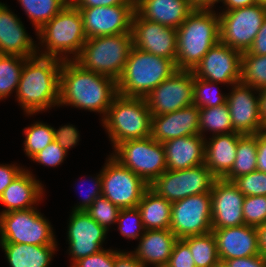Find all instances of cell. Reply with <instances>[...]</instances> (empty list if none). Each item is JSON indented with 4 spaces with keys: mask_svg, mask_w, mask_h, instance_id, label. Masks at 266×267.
I'll return each instance as SVG.
<instances>
[{
    "mask_svg": "<svg viewBox=\"0 0 266 267\" xmlns=\"http://www.w3.org/2000/svg\"><path fill=\"white\" fill-rule=\"evenodd\" d=\"M133 46L159 57L176 60L177 29L141 18L136 12L132 18Z\"/></svg>",
    "mask_w": 266,
    "mask_h": 267,
    "instance_id": "cell-18",
    "label": "cell"
},
{
    "mask_svg": "<svg viewBox=\"0 0 266 267\" xmlns=\"http://www.w3.org/2000/svg\"><path fill=\"white\" fill-rule=\"evenodd\" d=\"M260 102H259V111H260V120L262 122L263 128H266V88L259 91Z\"/></svg>",
    "mask_w": 266,
    "mask_h": 267,
    "instance_id": "cell-56",
    "label": "cell"
},
{
    "mask_svg": "<svg viewBox=\"0 0 266 267\" xmlns=\"http://www.w3.org/2000/svg\"><path fill=\"white\" fill-rule=\"evenodd\" d=\"M23 130L24 151L28 158H32L54 140V127L43 122H35Z\"/></svg>",
    "mask_w": 266,
    "mask_h": 267,
    "instance_id": "cell-37",
    "label": "cell"
},
{
    "mask_svg": "<svg viewBox=\"0 0 266 267\" xmlns=\"http://www.w3.org/2000/svg\"><path fill=\"white\" fill-rule=\"evenodd\" d=\"M79 131L74 125H64L59 129L54 128V140L68 153L79 141Z\"/></svg>",
    "mask_w": 266,
    "mask_h": 267,
    "instance_id": "cell-46",
    "label": "cell"
},
{
    "mask_svg": "<svg viewBox=\"0 0 266 267\" xmlns=\"http://www.w3.org/2000/svg\"><path fill=\"white\" fill-rule=\"evenodd\" d=\"M35 35L39 38V44L45 46L41 53L38 49V55L53 57L62 61L75 60L87 40L82 15L71 2L39 29Z\"/></svg>",
    "mask_w": 266,
    "mask_h": 267,
    "instance_id": "cell-4",
    "label": "cell"
},
{
    "mask_svg": "<svg viewBox=\"0 0 266 267\" xmlns=\"http://www.w3.org/2000/svg\"><path fill=\"white\" fill-rule=\"evenodd\" d=\"M67 152L53 140L44 149L36 153L31 160L47 167H56L63 163Z\"/></svg>",
    "mask_w": 266,
    "mask_h": 267,
    "instance_id": "cell-43",
    "label": "cell"
},
{
    "mask_svg": "<svg viewBox=\"0 0 266 267\" xmlns=\"http://www.w3.org/2000/svg\"><path fill=\"white\" fill-rule=\"evenodd\" d=\"M24 169L15 164H0V196Z\"/></svg>",
    "mask_w": 266,
    "mask_h": 267,
    "instance_id": "cell-49",
    "label": "cell"
},
{
    "mask_svg": "<svg viewBox=\"0 0 266 267\" xmlns=\"http://www.w3.org/2000/svg\"><path fill=\"white\" fill-rule=\"evenodd\" d=\"M77 8H89L96 6L135 5L134 0H70Z\"/></svg>",
    "mask_w": 266,
    "mask_h": 267,
    "instance_id": "cell-50",
    "label": "cell"
},
{
    "mask_svg": "<svg viewBox=\"0 0 266 267\" xmlns=\"http://www.w3.org/2000/svg\"><path fill=\"white\" fill-rule=\"evenodd\" d=\"M241 58L240 51L219 41L209 49L192 72L200 79L232 86L240 82Z\"/></svg>",
    "mask_w": 266,
    "mask_h": 267,
    "instance_id": "cell-15",
    "label": "cell"
},
{
    "mask_svg": "<svg viewBox=\"0 0 266 267\" xmlns=\"http://www.w3.org/2000/svg\"><path fill=\"white\" fill-rule=\"evenodd\" d=\"M193 256L196 267H221L215 236L212 232L182 239Z\"/></svg>",
    "mask_w": 266,
    "mask_h": 267,
    "instance_id": "cell-32",
    "label": "cell"
},
{
    "mask_svg": "<svg viewBox=\"0 0 266 267\" xmlns=\"http://www.w3.org/2000/svg\"><path fill=\"white\" fill-rule=\"evenodd\" d=\"M10 267H49L57 245L0 244Z\"/></svg>",
    "mask_w": 266,
    "mask_h": 267,
    "instance_id": "cell-29",
    "label": "cell"
},
{
    "mask_svg": "<svg viewBox=\"0 0 266 267\" xmlns=\"http://www.w3.org/2000/svg\"><path fill=\"white\" fill-rule=\"evenodd\" d=\"M35 27V32L57 15L70 0H18Z\"/></svg>",
    "mask_w": 266,
    "mask_h": 267,
    "instance_id": "cell-34",
    "label": "cell"
},
{
    "mask_svg": "<svg viewBox=\"0 0 266 267\" xmlns=\"http://www.w3.org/2000/svg\"><path fill=\"white\" fill-rule=\"evenodd\" d=\"M57 245L51 223L34 208L0 214V244Z\"/></svg>",
    "mask_w": 266,
    "mask_h": 267,
    "instance_id": "cell-8",
    "label": "cell"
},
{
    "mask_svg": "<svg viewBox=\"0 0 266 267\" xmlns=\"http://www.w3.org/2000/svg\"><path fill=\"white\" fill-rule=\"evenodd\" d=\"M154 267H171L169 263L161 264V265H155Z\"/></svg>",
    "mask_w": 266,
    "mask_h": 267,
    "instance_id": "cell-59",
    "label": "cell"
},
{
    "mask_svg": "<svg viewBox=\"0 0 266 267\" xmlns=\"http://www.w3.org/2000/svg\"><path fill=\"white\" fill-rule=\"evenodd\" d=\"M211 194L212 230L244 224L243 202L245 196L231 181L216 179Z\"/></svg>",
    "mask_w": 266,
    "mask_h": 267,
    "instance_id": "cell-20",
    "label": "cell"
},
{
    "mask_svg": "<svg viewBox=\"0 0 266 267\" xmlns=\"http://www.w3.org/2000/svg\"><path fill=\"white\" fill-rule=\"evenodd\" d=\"M70 267H114V250L102 249L96 254L77 260Z\"/></svg>",
    "mask_w": 266,
    "mask_h": 267,
    "instance_id": "cell-44",
    "label": "cell"
},
{
    "mask_svg": "<svg viewBox=\"0 0 266 267\" xmlns=\"http://www.w3.org/2000/svg\"><path fill=\"white\" fill-rule=\"evenodd\" d=\"M62 60L35 55L23 65L16 98L25 114L32 115L59 106Z\"/></svg>",
    "mask_w": 266,
    "mask_h": 267,
    "instance_id": "cell-2",
    "label": "cell"
},
{
    "mask_svg": "<svg viewBox=\"0 0 266 267\" xmlns=\"http://www.w3.org/2000/svg\"><path fill=\"white\" fill-rule=\"evenodd\" d=\"M177 239L170 229L145 230L138 247L132 253L146 267L150 264H166Z\"/></svg>",
    "mask_w": 266,
    "mask_h": 267,
    "instance_id": "cell-28",
    "label": "cell"
},
{
    "mask_svg": "<svg viewBox=\"0 0 266 267\" xmlns=\"http://www.w3.org/2000/svg\"><path fill=\"white\" fill-rule=\"evenodd\" d=\"M132 47V33L88 38L74 61L85 70L118 81Z\"/></svg>",
    "mask_w": 266,
    "mask_h": 267,
    "instance_id": "cell-7",
    "label": "cell"
},
{
    "mask_svg": "<svg viewBox=\"0 0 266 267\" xmlns=\"http://www.w3.org/2000/svg\"><path fill=\"white\" fill-rule=\"evenodd\" d=\"M43 189V185L32 172L24 169L0 196V203L6 207L0 214L34 208L43 199Z\"/></svg>",
    "mask_w": 266,
    "mask_h": 267,
    "instance_id": "cell-26",
    "label": "cell"
},
{
    "mask_svg": "<svg viewBox=\"0 0 266 267\" xmlns=\"http://www.w3.org/2000/svg\"><path fill=\"white\" fill-rule=\"evenodd\" d=\"M145 230L170 229L172 203L156 195L149 188L138 203Z\"/></svg>",
    "mask_w": 266,
    "mask_h": 267,
    "instance_id": "cell-30",
    "label": "cell"
},
{
    "mask_svg": "<svg viewBox=\"0 0 266 267\" xmlns=\"http://www.w3.org/2000/svg\"><path fill=\"white\" fill-rule=\"evenodd\" d=\"M112 147L151 136L152 114L145 98L117 94L101 120Z\"/></svg>",
    "mask_w": 266,
    "mask_h": 267,
    "instance_id": "cell-6",
    "label": "cell"
},
{
    "mask_svg": "<svg viewBox=\"0 0 266 267\" xmlns=\"http://www.w3.org/2000/svg\"><path fill=\"white\" fill-rule=\"evenodd\" d=\"M265 16L266 7L260 4L219 12L220 41L241 53L248 51Z\"/></svg>",
    "mask_w": 266,
    "mask_h": 267,
    "instance_id": "cell-12",
    "label": "cell"
},
{
    "mask_svg": "<svg viewBox=\"0 0 266 267\" xmlns=\"http://www.w3.org/2000/svg\"><path fill=\"white\" fill-rule=\"evenodd\" d=\"M118 229L122 236L128 239H140L145 232L139 209H121L118 215Z\"/></svg>",
    "mask_w": 266,
    "mask_h": 267,
    "instance_id": "cell-40",
    "label": "cell"
},
{
    "mask_svg": "<svg viewBox=\"0 0 266 267\" xmlns=\"http://www.w3.org/2000/svg\"><path fill=\"white\" fill-rule=\"evenodd\" d=\"M216 179L204 163L183 170H166L149 184V189L173 203L188 196L210 193Z\"/></svg>",
    "mask_w": 266,
    "mask_h": 267,
    "instance_id": "cell-10",
    "label": "cell"
},
{
    "mask_svg": "<svg viewBox=\"0 0 266 267\" xmlns=\"http://www.w3.org/2000/svg\"><path fill=\"white\" fill-rule=\"evenodd\" d=\"M194 74L176 70L146 97L152 115H163L193 104Z\"/></svg>",
    "mask_w": 266,
    "mask_h": 267,
    "instance_id": "cell-14",
    "label": "cell"
},
{
    "mask_svg": "<svg viewBox=\"0 0 266 267\" xmlns=\"http://www.w3.org/2000/svg\"><path fill=\"white\" fill-rule=\"evenodd\" d=\"M120 208L111 203L106 197L96 198L86 212L100 226L109 231L111 224L117 223Z\"/></svg>",
    "mask_w": 266,
    "mask_h": 267,
    "instance_id": "cell-39",
    "label": "cell"
},
{
    "mask_svg": "<svg viewBox=\"0 0 266 267\" xmlns=\"http://www.w3.org/2000/svg\"><path fill=\"white\" fill-rule=\"evenodd\" d=\"M255 94L258 95L255 96ZM259 94L260 92L250 85L241 82L232 85V90L227 95L226 104L229 108L233 129L236 132L257 134L264 131L260 120Z\"/></svg>",
    "mask_w": 266,
    "mask_h": 267,
    "instance_id": "cell-19",
    "label": "cell"
},
{
    "mask_svg": "<svg viewBox=\"0 0 266 267\" xmlns=\"http://www.w3.org/2000/svg\"><path fill=\"white\" fill-rule=\"evenodd\" d=\"M198 134H200L199 107L195 104L171 113L152 115L151 137L160 143Z\"/></svg>",
    "mask_w": 266,
    "mask_h": 267,
    "instance_id": "cell-21",
    "label": "cell"
},
{
    "mask_svg": "<svg viewBox=\"0 0 266 267\" xmlns=\"http://www.w3.org/2000/svg\"><path fill=\"white\" fill-rule=\"evenodd\" d=\"M221 2L225 6V8H223L222 12L232 11L234 9L248 7V6L258 4L257 0H221Z\"/></svg>",
    "mask_w": 266,
    "mask_h": 267,
    "instance_id": "cell-54",
    "label": "cell"
},
{
    "mask_svg": "<svg viewBox=\"0 0 266 267\" xmlns=\"http://www.w3.org/2000/svg\"><path fill=\"white\" fill-rule=\"evenodd\" d=\"M218 2L221 0H190L194 9H213L214 4Z\"/></svg>",
    "mask_w": 266,
    "mask_h": 267,
    "instance_id": "cell-57",
    "label": "cell"
},
{
    "mask_svg": "<svg viewBox=\"0 0 266 267\" xmlns=\"http://www.w3.org/2000/svg\"><path fill=\"white\" fill-rule=\"evenodd\" d=\"M240 82L258 91L266 88V55L242 52Z\"/></svg>",
    "mask_w": 266,
    "mask_h": 267,
    "instance_id": "cell-35",
    "label": "cell"
},
{
    "mask_svg": "<svg viewBox=\"0 0 266 267\" xmlns=\"http://www.w3.org/2000/svg\"><path fill=\"white\" fill-rule=\"evenodd\" d=\"M233 183L244 196H266V173L253 171L236 178Z\"/></svg>",
    "mask_w": 266,
    "mask_h": 267,
    "instance_id": "cell-42",
    "label": "cell"
},
{
    "mask_svg": "<svg viewBox=\"0 0 266 267\" xmlns=\"http://www.w3.org/2000/svg\"><path fill=\"white\" fill-rule=\"evenodd\" d=\"M244 224L258 227L266 223V196H245Z\"/></svg>",
    "mask_w": 266,
    "mask_h": 267,
    "instance_id": "cell-41",
    "label": "cell"
},
{
    "mask_svg": "<svg viewBox=\"0 0 266 267\" xmlns=\"http://www.w3.org/2000/svg\"><path fill=\"white\" fill-rule=\"evenodd\" d=\"M219 41V14L212 9H194L177 28V70L192 71Z\"/></svg>",
    "mask_w": 266,
    "mask_h": 267,
    "instance_id": "cell-3",
    "label": "cell"
},
{
    "mask_svg": "<svg viewBox=\"0 0 266 267\" xmlns=\"http://www.w3.org/2000/svg\"><path fill=\"white\" fill-rule=\"evenodd\" d=\"M194 10L190 0H136L135 12L151 22L177 29Z\"/></svg>",
    "mask_w": 266,
    "mask_h": 267,
    "instance_id": "cell-24",
    "label": "cell"
},
{
    "mask_svg": "<svg viewBox=\"0 0 266 267\" xmlns=\"http://www.w3.org/2000/svg\"><path fill=\"white\" fill-rule=\"evenodd\" d=\"M257 3L266 7V0H257Z\"/></svg>",
    "mask_w": 266,
    "mask_h": 267,
    "instance_id": "cell-58",
    "label": "cell"
},
{
    "mask_svg": "<svg viewBox=\"0 0 266 267\" xmlns=\"http://www.w3.org/2000/svg\"><path fill=\"white\" fill-rule=\"evenodd\" d=\"M240 135L232 132L205 139V165L217 179H223L233 167Z\"/></svg>",
    "mask_w": 266,
    "mask_h": 267,
    "instance_id": "cell-27",
    "label": "cell"
},
{
    "mask_svg": "<svg viewBox=\"0 0 266 267\" xmlns=\"http://www.w3.org/2000/svg\"><path fill=\"white\" fill-rule=\"evenodd\" d=\"M212 132V136L236 132L233 129L228 105L199 108V131L203 135L206 131Z\"/></svg>",
    "mask_w": 266,
    "mask_h": 267,
    "instance_id": "cell-33",
    "label": "cell"
},
{
    "mask_svg": "<svg viewBox=\"0 0 266 267\" xmlns=\"http://www.w3.org/2000/svg\"><path fill=\"white\" fill-rule=\"evenodd\" d=\"M217 252L221 264L227 259L259 255L256 227L241 225L214 229Z\"/></svg>",
    "mask_w": 266,
    "mask_h": 267,
    "instance_id": "cell-23",
    "label": "cell"
},
{
    "mask_svg": "<svg viewBox=\"0 0 266 267\" xmlns=\"http://www.w3.org/2000/svg\"><path fill=\"white\" fill-rule=\"evenodd\" d=\"M113 149L111 156L148 185L167 170L164 147L151 136L123 141Z\"/></svg>",
    "mask_w": 266,
    "mask_h": 267,
    "instance_id": "cell-9",
    "label": "cell"
},
{
    "mask_svg": "<svg viewBox=\"0 0 266 267\" xmlns=\"http://www.w3.org/2000/svg\"><path fill=\"white\" fill-rule=\"evenodd\" d=\"M256 170L257 134H241L238 138L235 162L223 179L233 182L236 178Z\"/></svg>",
    "mask_w": 266,
    "mask_h": 267,
    "instance_id": "cell-31",
    "label": "cell"
},
{
    "mask_svg": "<svg viewBox=\"0 0 266 267\" xmlns=\"http://www.w3.org/2000/svg\"><path fill=\"white\" fill-rule=\"evenodd\" d=\"M177 70L172 59L132 47L124 71L117 81L118 94L145 98Z\"/></svg>",
    "mask_w": 266,
    "mask_h": 267,
    "instance_id": "cell-5",
    "label": "cell"
},
{
    "mask_svg": "<svg viewBox=\"0 0 266 267\" xmlns=\"http://www.w3.org/2000/svg\"><path fill=\"white\" fill-rule=\"evenodd\" d=\"M108 231L100 226L86 211H72L67 230L68 253L72 264L77 260L96 254L102 249Z\"/></svg>",
    "mask_w": 266,
    "mask_h": 267,
    "instance_id": "cell-17",
    "label": "cell"
},
{
    "mask_svg": "<svg viewBox=\"0 0 266 267\" xmlns=\"http://www.w3.org/2000/svg\"><path fill=\"white\" fill-rule=\"evenodd\" d=\"M92 179L90 180V182H93L91 183L93 185L91 188L92 190H86L87 193H84V198L81 200L82 202H79L78 205L76 204L72 211H86L96 198L102 196L101 171L97 176H95V178Z\"/></svg>",
    "mask_w": 266,
    "mask_h": 267,
    "instance_id": "cell-47",
    "label": "cell"
},
{
    "mask_svg": "<svg viewBox=\"0 0 266 267\" xmlns=\"http://www.w3.org/2000/svg\"><path fill=\"white\" fill-rule=\"evenodd\" d=\"M258 236L259 253L266 257V223L256 227Z\"/></svg>",
    "mask_w": 266,
    "mask_h": 267,
    "instance_id": "cell-55",
    "label": "cell"
},
{
    "mask_svg": "<svg viewBox=\"0 0 266 267\" xmlns=\"http://www.w3.org/2000/svg\"><path fill=\"white\" fill-rule=\"evenodd\" d=\"M87 39L131 33L135 5L96 6L78 8Z\"/></svg>",
    "mask_w": 266,
    "mask_h": 267,
    "instance_id": "cell-16",
    "label": "cell"
},
{
    "mask_svg": "<svg viewBox=\"0 0 266 267\" xmlns=\"http://www.w3.org/2000/svg\"><path fill=\"white\" fill-rule=\"evenodd\" d=\"M114 267H146L132 252L114 250Z\"/></svg>",
    "mask_w": 266,
    "mask_h": 267,
    "instance_id": "cell-51",
    "label": "cell"
},
{
    "mask_svg": "<svg viewBox=\"0 0 266 267\" xmlns=\"http://www.w3.org/2000/svg\"><path fill=\"white\" fill-rule=\"evenodd\" d=\"M219 83L200 79L194 76L193 104L199 108H208L220 106L226 103L227 95L222 94L220 90L212 89Z\"/></svg>",
    "mask_w": 266,
    "mask_h": 267,
    "instance_id": "cell-38",
    "label": "cell"
},
{
    "mask_svg": "<svg viewBox=\"0 0 266 267\" xmlns=\"http://www.w3.org/2000/svg\"><path fill=\"white\" fill-rule=\"evenodd\" d=\"M26 59L17 55H0V100L17 90Z\"/></svg>",
    "mask_w": 266,
    "mask_h": 267,
    "instance_id": "cell-36",
    "label": "cell"
},
{
    "mask_svg": "<svg viewBox=\"0 0 266 267\" xmlns=\"http://www.w3.org/2000/svg\"><path fill=\"white\" fill-rule=\"evenodd\" d=\"M102 196L120 209L136 208L149 185L109 155L101 169Z\"/></svg>",
    "mask_w": 266,
    "mask_h": 267,
    "instance_id": "cell-11",
    "label": "cell"
},
{
    "mask_svg": "<svg viewBox=\"0 0 266 267\" xmlns=\"http://www.w3.org/2000/svg\"><path fill=\"white\" fill-rule=\"evenodd\" d=\"M168 263L171 267H196L189 246L182 239L175 242Z\"/></svg>",
    "mask_w": 266,
    "mask_h": 267,
    "instance_id": "cell-45",
    "label": "cell"
},
{
    "mask_svg": "<svg viewBox=\"0 0 266 267\" xmlns=\"http://www.w3.org/2000/svg\"><path fill=\"white\" fill-rule=\"evenodd\" d=\"M221 267H266V257L259 254L227 259L221 264Z\"/></svg>",
    "mask_w": 266,
    "mask_h": 267,
    "instance_id": "cell-48",
    "label": "cell"
},
{
    "mask_svg": "<svg viewBox=\"0 0 266 267\" xmlns=\"http://www.w3.org/2000/svg\"><path fill=\"white\" fill-rule=\"evenodd\" d=\"M248 52L255 55H266V16Z\"/></svg>",
    "mask_w": 266,
    "mask_h": 267,
    "instance_id": "cell-52",
    "label": "cell"
},
{
    "mask_svg": "<svg viewBox=\"0 0 266 267\" xmlns=\"http://www.w3.org/2000/svg\"><path fill=\"white\" fill-rule=\"evenodd\" d=\"M162 145L167 170H183L205 163V138L200 134L170 139Z\"/></svg>",
    "mask_w": 266,
    "mask_h": 267,
    "instance_id": "cell-25",
    "label": "cell"
},
{
    "mask_svg": "<svg viewBox=\"0 0 266 267\" xmlns=\"http://www.w3.org/2000/svg\"><path fill=\"white\" fill-rule=\"evenodd\" d=\"M36 45L20 18L0 2V55L32 57L38 54Z\"/></svg>",
    "mask_w": 266,
    "mask_h": 267,
    "instance_id": "cell-22",
    "label": "cell"
},
{
    "mask_svg": "<svg viewBox=\"0 0 266 267\" xmlns=\"http://www.w3.org/2000/svg\"><path fill=\"white\" fill-rule=\"evenodd\" d=\"M117 94V81L114 79L85 70L74 60L62 62L59 106L70 105L98 112L103 119Z\"/></svg>",
    "mask_w": 266,
    "mask_h": 267,
    "instance_id": "cell-1",
    "label": "cell"
},
{
    "mask_svg": "<svg viewBox=\"0 0 266 267\" xmlns=\"http://www.w3.org/2000/svg\"><path fill=\"white\" fill-rule=\"evenodd\" d=\"M257 170L266 173V133H257Z\"/></svg>",
    "mask_w": 266,
    "mask_h": 267,
    "instance_id": "cell-53",
    "label": "cell"
},
{
    "mask_svg": "<svg viewBox=\"0 0 266 267\" xmlns=\"http://www.w3.org/2000/svg\"><path fill=\"white\" fill-rule=\"evenodd\" d=\"M170 230L178 239L212 232L211 194L192 195L173 202Z\"/></svg>",
    "mask_w": 266,
    "mask_h": 267,
    "instance_id": "cell-13",
    "label": "cell"
}]
</instances>
